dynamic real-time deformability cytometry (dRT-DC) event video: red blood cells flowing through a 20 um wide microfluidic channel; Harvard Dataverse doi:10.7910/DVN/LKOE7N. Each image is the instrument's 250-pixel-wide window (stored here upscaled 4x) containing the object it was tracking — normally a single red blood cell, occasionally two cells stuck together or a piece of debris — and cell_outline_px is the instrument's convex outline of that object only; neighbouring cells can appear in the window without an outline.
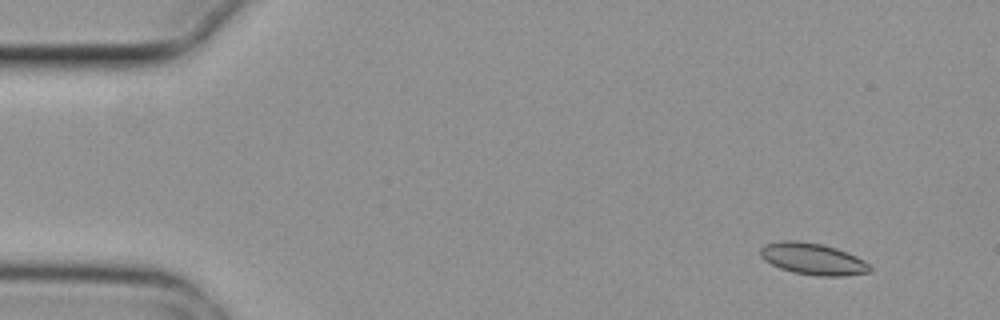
{"species": "common noctule bat (a hibernating species)", "species_latin": "Nyctalus noctula", "temperature_condition": "cold", "stored_images_in_passage": 7, "camera_frame_rate_fps": 3000, "um_per_image_px": 0.085, "animal": {"sex": "female", "body_mass_g": 29.2, "forearm_length_mm": 56.3}, "frame": {"image": 1, "passage_image": 2, "time_ms": 0.333, "image_size_px": [1000, 320], "cell_outline_px": [[872, 268], [868, 272], [844, 276], [816, 276], [792, 272], [780, 268], [764, 260], [760, 256], [760, 248], [764, 244], [780, 240], [796, 240], [824, 244], [848, 252], [864, 260]], "centroid_in_image_um": [69.07, 22.0], "position_along_channel_um": 15.9, "area_um2": 20.4}}
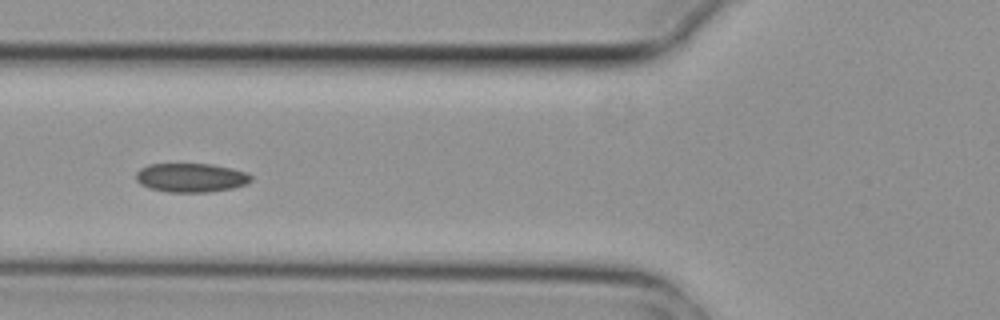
{"frame": {"image": 2, "passage_image": 6, "time_ms": 1.667, "image_size_px": [1000, 320], "cell_outline_px": [[252, 180], [248, 184], [232, 188], [208, 192], [168, 192], [148, 188], [140, 184], [136, 180], [136, 172], [140, 168], [148, 164], [212, 164], [232, 168], [248, 172], [252, 176]], "centroid_in_image_um": [16.25, 15.1], "position_along_channel_um": 109.6, "area_um2": 19.65}}
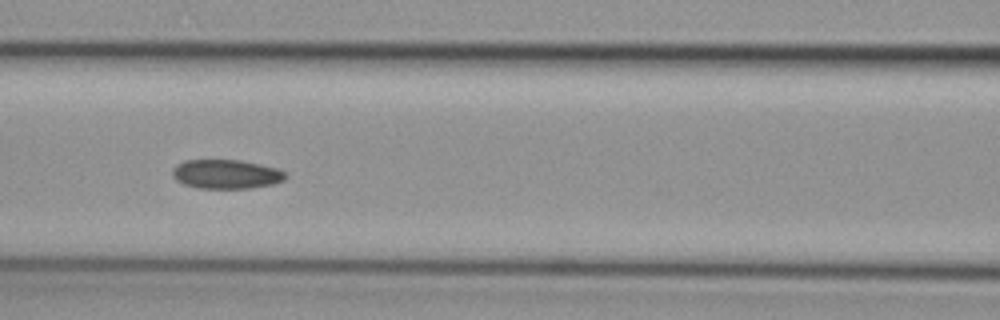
{"frame": {"image": 3, "passage_image": 7, "time_ms": 2.0, "image_size_px": [1000, 320], "cell_outline_px": [[288, 176], [284, 180], [276, 184], [252, 188], [196, 188], [184, 184], [176, 180], [172, 176], [172, 168], [176, 164], [184, 160], [240, 160], [280, 168]], "centroid_in_image_um": [19.24, 14.8], "position_along_channel_um": 147.4, "area_um2": 19.54}}